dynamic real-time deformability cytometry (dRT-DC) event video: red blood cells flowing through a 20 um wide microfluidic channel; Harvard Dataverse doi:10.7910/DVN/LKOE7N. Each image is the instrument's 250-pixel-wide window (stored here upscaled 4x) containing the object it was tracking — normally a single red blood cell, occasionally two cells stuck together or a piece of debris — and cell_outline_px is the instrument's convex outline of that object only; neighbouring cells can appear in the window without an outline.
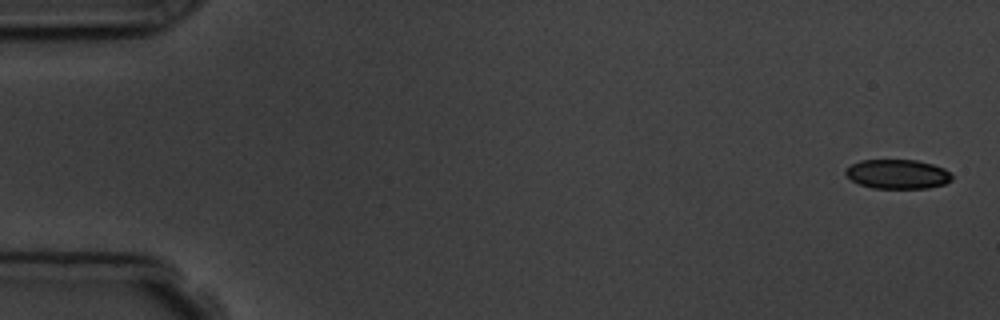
{"species": "common noctule bat (a hibernating species)", "species_latin": "Nyctalus noctula", "temperature_condition": "room temperature", "stored_images_in_passage": 5, "camera_frame_rate_fps": 3000, "um_per_image_px": 0.085, "animal": {"sex": "male", "body_mass_g": 19.5, "forearm_length_mm": 54.6}, "frame": {"image": 1, "passage_image": 1, "time_ms": 0.0, "image_size_px": [1000, 320], "cell_outline_px": [[952, 180], [944, 184], [928, 188], [872, 188], [860, 184], [852, 180], [844, 172], [852, 164], [860, 160], [916, 160], [932, 164], [944, 168], [952, 176]], "centroid_in_image_um": [76.3, 14.8], "position_along_channel_um": 8.7, "area_um2": 18.03}}